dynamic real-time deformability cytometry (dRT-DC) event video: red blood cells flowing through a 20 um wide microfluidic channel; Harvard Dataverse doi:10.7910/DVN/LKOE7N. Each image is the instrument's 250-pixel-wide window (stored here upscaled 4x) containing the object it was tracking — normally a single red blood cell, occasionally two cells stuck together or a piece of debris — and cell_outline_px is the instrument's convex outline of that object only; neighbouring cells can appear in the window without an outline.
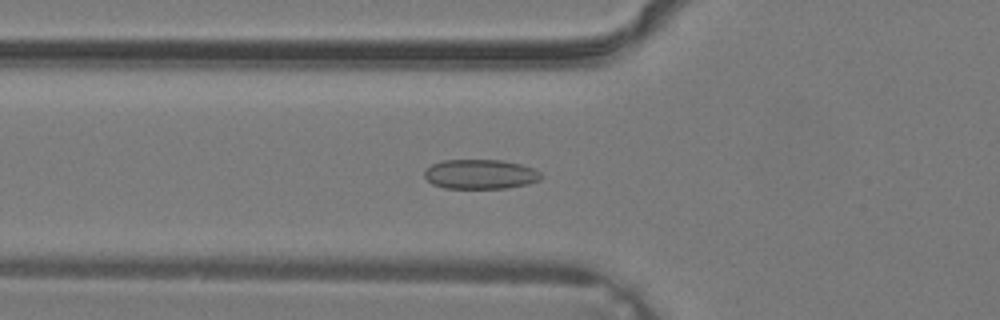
{"species": "common noctule bat (a hibernating species)", "species_latin": "Nyctalus noctula", "temperature_condition": "warm", "stored_images_in_passage": 37, "camera_frame_rate_fps": 3000, "um_per_image_px": 0.085, "animal": {"sex": "male", "body_mass_g": 19.2, "forearm_length_mm": 51.8}, "frame": {"image": 1, "passage_image": 13, "time_ms": 4.0, "image_size_px": [1000, 320], "cell_outline_px": [[544, 176], [540, 180], [528, 184], [508, 188], [444, 188], [432, 184], [424, 176], [424, 172], [432, 164], [444, 160], [500, 160], [520, 164], [532, 168], [540, 172]], "centroid_in_image_um": [40.85, 14.81], "position_along_channel_um": 85.0, "area_um2": 20.11}}
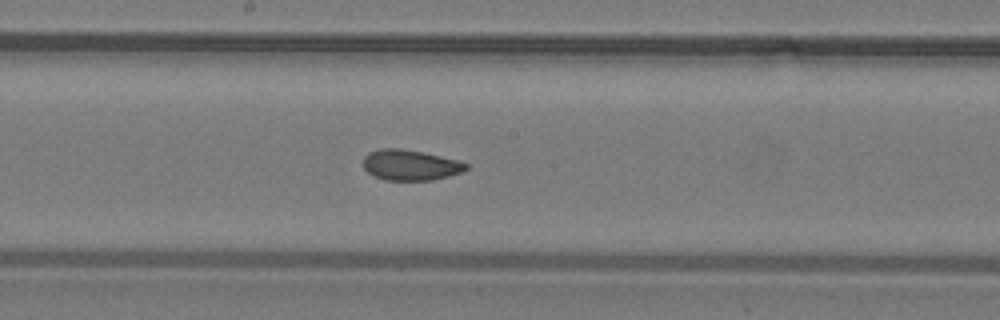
{"frame": {"image": 2, "passage_image": 20, "time_ms": 6.333, "image_size_px": [1000, 320], "cell_outline_px": [[468, 168], [460, 172], [448, 176], [432, 180], [384, 180], [368, 172], [364, 168], [364, 156], [368, 152], [380, 148], [400, 148], [460, 160], [468, 164]], "centroid_in_image_um": [34.87, 14.02], "position_along_channel_um": 213.3, "area_um2": 18.21}}
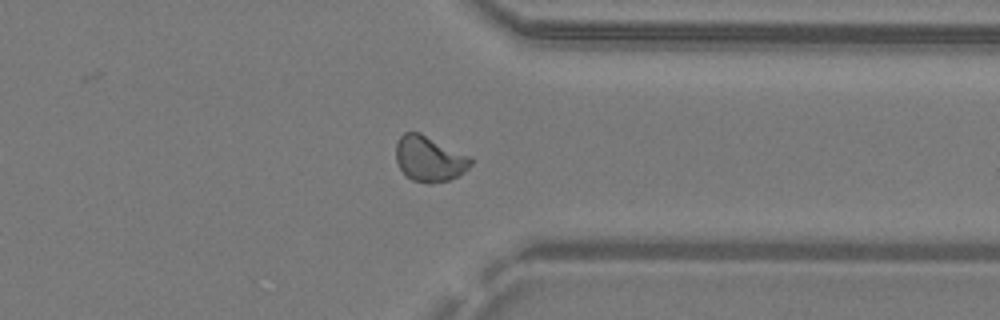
{"frame": {"image": 3, "passage_image": 29, "time_ms": 9.333, "image_size_px": [1000, 320], "cell_outline_px": [[472, 164], [464, 172], [448, 180], [432, 184], [412, 180], [400, 168], [396, 160], [396, 144], [400, 136], [404, 132], [420, 132], [472, 156]], "centroid_in_image_um": [36.52, 13.48], "position_along_channel_um": 374.9, "area_um2": 19.94}}